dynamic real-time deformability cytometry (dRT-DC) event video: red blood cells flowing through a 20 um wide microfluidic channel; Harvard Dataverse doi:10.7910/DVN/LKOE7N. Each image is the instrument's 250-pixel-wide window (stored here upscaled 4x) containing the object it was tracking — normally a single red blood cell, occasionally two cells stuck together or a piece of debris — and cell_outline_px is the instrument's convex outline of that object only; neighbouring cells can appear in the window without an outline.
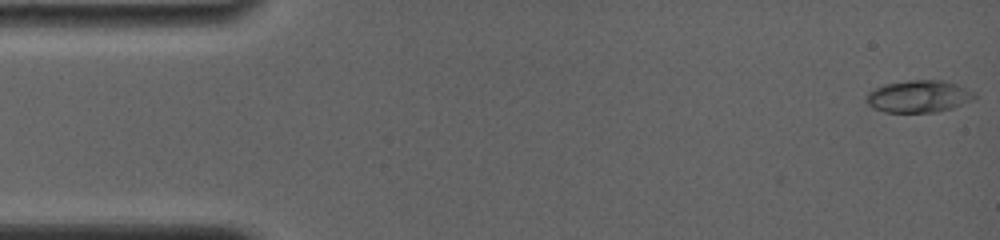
{"species": "common noctule bat (a hibernating species)", "species_latin": "Nyctalus noctula", "temperature_condition": "room temperature", "stored_images_in_passage": 79, "camera_frame_rate_fps": 4000, "um_per_image_px": 0.085, "animal": {"sex": "female", "body_mass_g": 19.0, "forearm_length_mm": 56.7}, "frame": {"image": 1, "passage_image": 1, "time_ms": 0.0, "image_size_px": [1000, 240], "cell_outline_px": [[976, 100], [952, 108], [936, 112], [884, 112], [872, 108], [864, 100], [864, 96], [868, 92], [884, 84], [908, 80], [940, 80], [956, 84], [972, 92], [976, 96]], "centroid_in_image_um": [78.05, 8.2], "position_along_channel_um": 6.9, "area_um2": 20.4}}
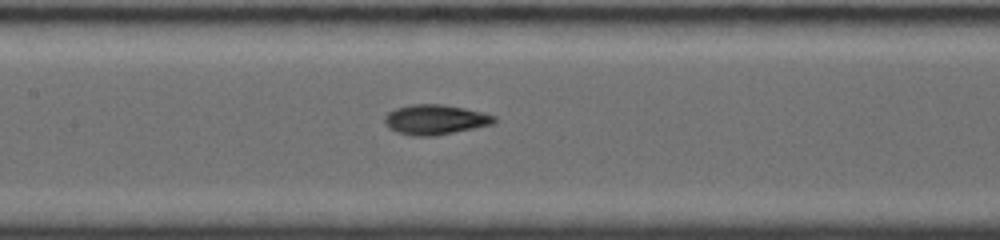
{"frame": {"image": 2, "passage_image": 33, "time_ms": 7.5, "image_size_px": [1000, 240], "cell_outline_px": [[496, 120], [492, 124], [436, 136], [412, 136], [396, 132], [388, 128], [384, 124], [384, 116], [388, 112], [396, 108], [412, 104], [440, 104], [464, 108], [484, 112], [496, 116]], "centroid_in_image_um": [36.96, 10.17], "position_along_channel_um": 170.4, "area_um2": 19.25}}
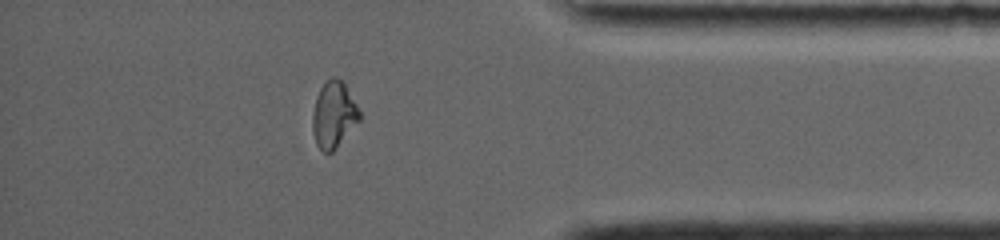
{"frame": {"image": 3, "passage_image": 69, "time_ms": 14.0, "image_size_px": [1000, 240], "cell_outline_px": [[360, 120], [336, 148], [332, 152], [324, 152], [316, 144], [312, 132], [312, 116], [316, 96], [320, 88], [332, 76], [336, 76], [344, 80], [360, 112]], "centroid_in_image_um": [28.36, 9.72], "position_along_channel_um": 406.8, "area_um2": 18.26}, "authors_computed_cell_mechanics": {"area_um2": 18.3804, "velocity_mm_per_s": 3.8358, "shape_relaxation_time_tau1_ms": 4.24, "shape_relaxation_time_tau2_ms": 1.9021, "deformation_change_tau1": 0.1857, "deformation_change_tau2": 0.0642}}